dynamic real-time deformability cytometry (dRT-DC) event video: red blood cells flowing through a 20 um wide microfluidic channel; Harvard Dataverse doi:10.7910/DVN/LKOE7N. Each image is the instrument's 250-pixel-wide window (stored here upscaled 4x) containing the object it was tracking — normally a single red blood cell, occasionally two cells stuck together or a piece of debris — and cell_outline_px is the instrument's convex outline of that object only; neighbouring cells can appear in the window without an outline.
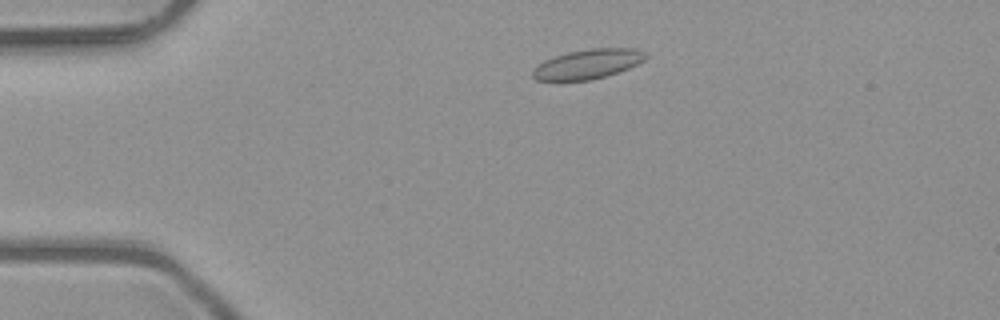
{"species": "common noctule bat (a hibernating species)", "species_latin": "Nyctalus noctula", "temperature_condition": "room temperature", "stored_images_in_passage": 3, "camera_frame_rate_fps": 3000, "um_per_image_px": 0.085, "animal": {"sex": "male", "body_mass_g": 23.1, "forearm_length_mm": 52.7}, "frame": {"image": 1, "passage_image": 2, "time_ms": 0.333, "image_size_px": [1000, 320], "cell_outline_px": [[648, 56], [644, 60], [628, 68], [592, 80], [560, 84], [536, 80], [532, 76], [532, 72], [544, 60], [568, 52], [588, 48], [632, 48], [644, 52]], "centroid_in_image_um": [49.88, 5.49], "position_along_channel_um": 35.1, "area_um2": 19.94}}